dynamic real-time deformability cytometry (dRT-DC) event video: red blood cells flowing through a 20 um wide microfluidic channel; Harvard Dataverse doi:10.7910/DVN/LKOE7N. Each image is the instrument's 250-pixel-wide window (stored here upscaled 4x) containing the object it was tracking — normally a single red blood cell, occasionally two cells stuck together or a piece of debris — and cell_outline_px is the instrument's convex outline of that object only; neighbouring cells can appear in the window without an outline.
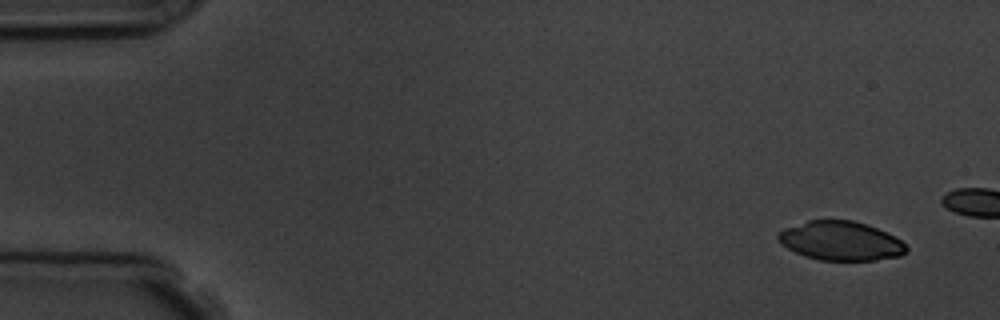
{"species": "common noctule bat (a hibernating species)", "species_latin": "Nyctalus noctula", "temperature_condition": "room temperature", "stored_images_in_passage": 4, "camera_frame_rate_fps": 3000, "um_per_image_px": 0.085, "animal": {"sex": "male", "body_mass_g": 19.5, "forearm_length_mm": 54.6}, "frame": {"image": 1, "passage_image": 1, "time_ms": 0.0, "image_size_px": [1000, 320], "cell_outline_px": [[908, 252], [900, 256], [876, 260], [820, 260], [804, 256], [780, 244], [776, 236], [784, 228], [808, 220], [852, 220], [876, 228], [900, 240], [908, 248]], "centroid_in_image_um": [71.44, 20.48], "position_along_channel_um": 13.6, "area_um2": 29.02}}